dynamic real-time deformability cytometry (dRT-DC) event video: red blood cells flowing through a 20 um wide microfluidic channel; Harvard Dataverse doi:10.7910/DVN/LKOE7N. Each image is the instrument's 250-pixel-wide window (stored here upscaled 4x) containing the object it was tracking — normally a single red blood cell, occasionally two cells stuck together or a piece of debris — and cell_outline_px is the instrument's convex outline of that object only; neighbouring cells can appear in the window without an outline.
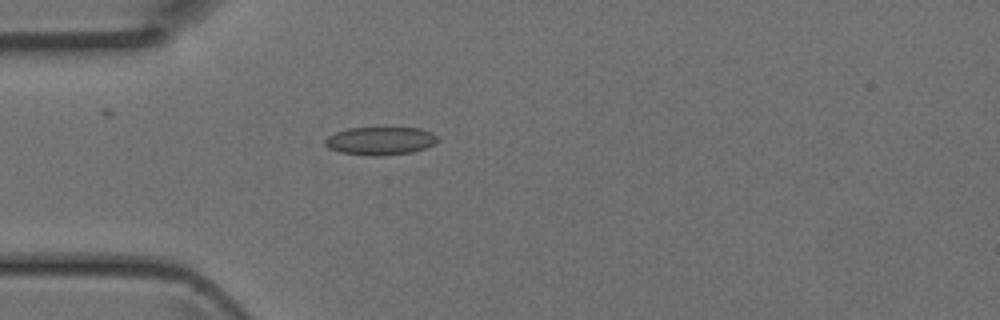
{"species": "Egyptian fruit bat (a non-hibernating species)", "species_latin": "Rousettus aegyptiacus", "temperature_condition": "room temperature", "stored_images_in_passage": 1, "camera_frame_rate_fps": 3000, "um_per_image_px": 0.085, "animal": {"sex": "female"}, "frame": {"image": 1, "passage_image": 1, "time_ms": 0.0, "image_size_px": [1000, 320], "cell_outline_px": [[440, 140], [436, 144], [412, 152], [380, 156], [376, 156], [340, 152], [328, 148], [324, 144], [324, 140], [328, 136], [336, 132], [348, 128], [420, 128], [432, 132]], "centroid_in_image_um": [32.34, 11.97], "position_along_channel_um": 52.7, "area_um2": 18.44}}